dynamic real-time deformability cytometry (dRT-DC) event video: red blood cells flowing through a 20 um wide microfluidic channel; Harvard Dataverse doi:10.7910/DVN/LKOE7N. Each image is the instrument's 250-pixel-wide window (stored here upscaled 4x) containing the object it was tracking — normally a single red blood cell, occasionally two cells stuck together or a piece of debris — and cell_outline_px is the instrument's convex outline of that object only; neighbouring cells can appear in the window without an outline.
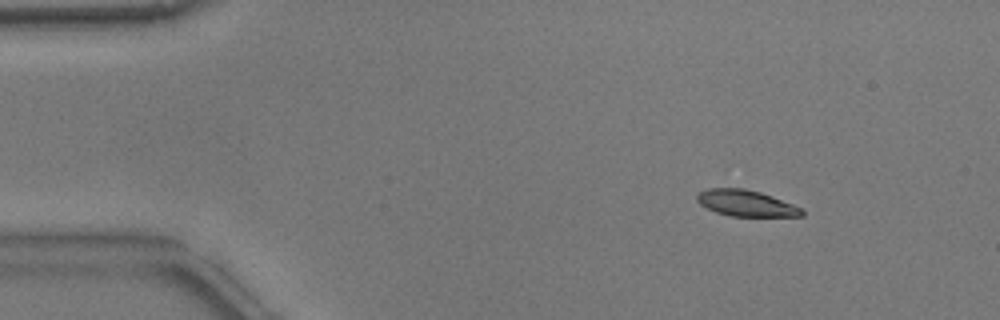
{"species": "common noctule bat (a hibernating species)", "species_latin": "Nyctalus noctula", "temperature_condition": "warm", "stored_images_in_passage": 52, "camera_frame_rate_fps": 3000, "um_per_image_px": 0.085, "animal": {"sex": "male", "body_mass_g": 17.9}, "frame": {"image": 1, "passage_image": 6, "time_ms": 1.667, "image_size_px": [1000, 320], "cell_outline_px": [[804, 216], [728, 216], [716, 212], [700, 204], [696, 200], [696, 196], [700, 192], [708, 188], [744, 188], [760, 192], [772, 196], [804, 208]], "centroid_in_image_um": [63.44, 17.27], "position_along_channel_um": 21.6, "area_um2": 16.07}}
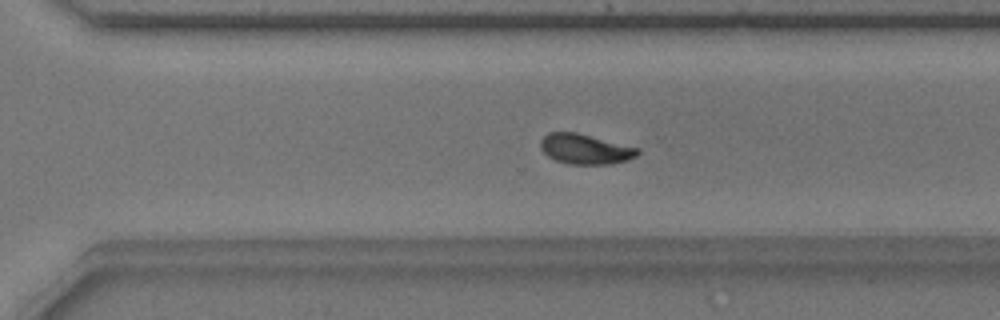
{"frame": {"image": 2, "passage_image": 36, "time_ms": 11.667, "image_size_px": [1000, 320], "cell_outline_px": [[640, 152], [636, 156], [628, 160], [608, 164], [568, 164], [556, 160], [548, 156], [540, 148], [540, 140], [548, 132], [576, 132], [640, 148]], "centroid_in_image_um": [49.74, 12.66], "position_along_channel_um": 320.9, "area_um2": 17.05}}
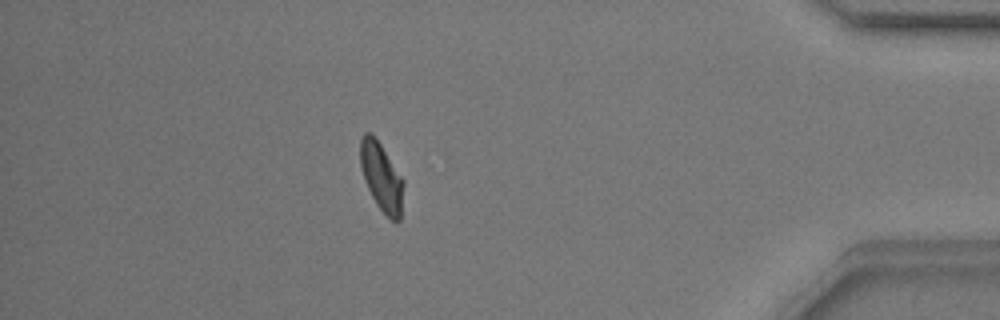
{"frame": {"image": 3, "passage_image": 46, "time_ms": 15.0, "image_size_px": [1000, 320], "cell_outline_px": [[404, 184], [400, 220], [396, 224], [376, 204], [364, 180], [360, 164], [360, 140], [364, 132], [372, 132], [404, 180]], "centroid_in_image_um": [32.42, 15.03], "position_along_channel_um": 402.8, "area_um2": 17.17}, "authors_computed_cell_mechanics": {"area_um2": 17.1666, "velocity_mm_per_s": 3.7859, "shape_relaxation_time_tau1_ms": 2.864, "shape_relaxation_time_tau2_ms": 2.0785, "deformation_change_tau1": 0.1243, "deformation_change_tau2": 0.0587}}